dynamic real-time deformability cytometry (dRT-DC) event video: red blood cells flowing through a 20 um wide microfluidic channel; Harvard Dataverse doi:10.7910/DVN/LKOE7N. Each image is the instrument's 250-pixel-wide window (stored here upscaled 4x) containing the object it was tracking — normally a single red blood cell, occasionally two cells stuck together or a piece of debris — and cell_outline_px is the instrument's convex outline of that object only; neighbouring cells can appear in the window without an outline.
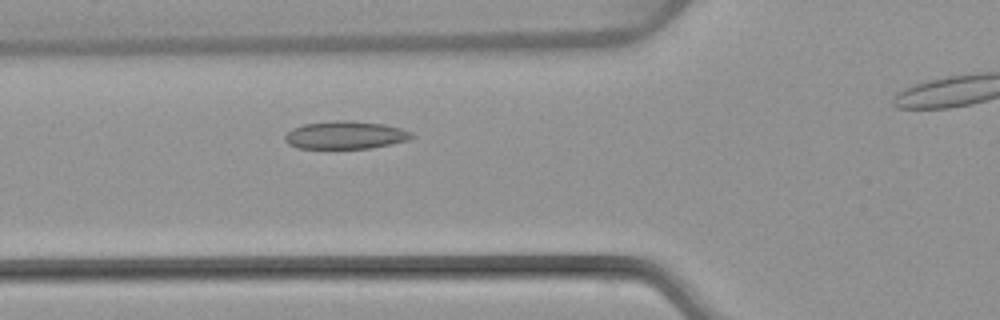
{"species": "common noctule bat (a hibernating species)", "species_latin": "Nyctalus noctula", "temperature_condition": "warm", "stored_images_in_passage": 35, "camera_frame_rate_fps": 3000, "um_per_image_px": 0.085, "animal": {"sex": "female", "body_mass_g": 22.7, "forearm_length_mm": 54.2}, "frame": {"image": 1, "passage_image": 9, "time_ms": 2.667, "image_size_px": [1000, 320], "cell_outline_px": [[412, 136], [408, 140], [372, 148], [296, 148], [288, 144], [284, 140], [284, 136], [292, 128], [304, 124], [336, 120], [348, 120], [384, 124], [400, 128], [412, 132]], "centroid_in_image_um": [29.33, 11.48], "position_along_channel_um": 96.5, "area_um2": 20.52}}
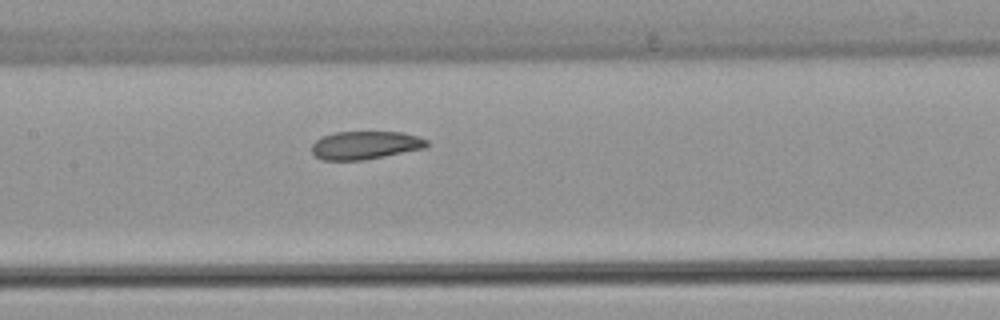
{"frame": {"image": 2, "passage_image": 15, "time_ms": 4.667, "image_size_px": [1000, 320], "cell_outline_px": [[428, 148], [364, 160], [320, 160], [312, 152], [312, 144], [316, 140], [324, 136], [336, 132], [404, 132], [428, 140]], "centroid_in_image_um": [31.08, 12.35], "position_along_channel_um": 176.3, "area_um2": 18.96}}
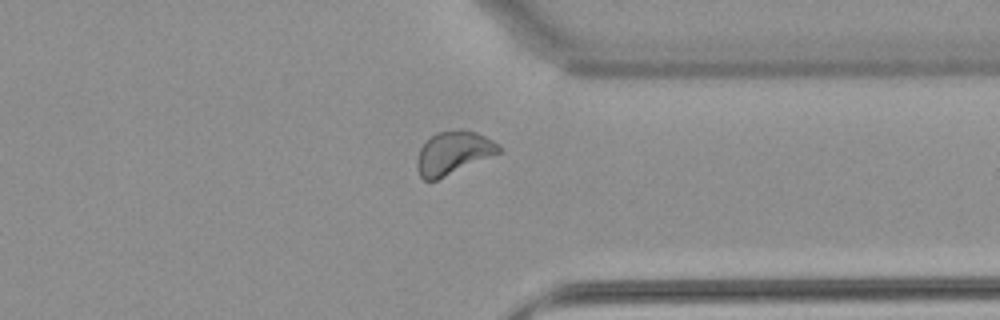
{"frame": {"image": 3, "passage_image": 30, "time_ms": 9.667, "image_size_px": [1000, 320], "cell_outline_px": [[500, 152], [436, 180], [424, 180], [420, 176], [416, 168], [416, 160], [420, 148], [436, 132], [476, 132], [492, 140], [500, 148]], "centroid_in_image_um": [38.47, 13.03], "position_along_channel_um": 372.9, "area_um2": 19.65}, "authors_computed_cell_mechanics": {"area_um2": 19.9988, "velocity_mm_per_s": 3.9828, "shape_relaxation_time_tau1_ms": null, "shape_relaxation_time_tau2_ms": 3.4445, "deformation_change_tau1": null, "deformation_change_tau2": 0.088}}